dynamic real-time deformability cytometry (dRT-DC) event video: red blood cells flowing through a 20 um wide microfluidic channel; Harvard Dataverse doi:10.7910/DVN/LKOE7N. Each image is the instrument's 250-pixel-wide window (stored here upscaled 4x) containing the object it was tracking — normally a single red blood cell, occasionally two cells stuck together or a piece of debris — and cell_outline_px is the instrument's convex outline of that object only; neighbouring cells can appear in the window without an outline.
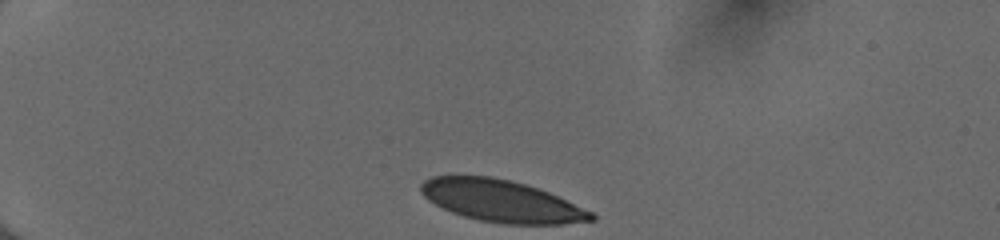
{"species": "human", "species_latin": "Homo sapiens", "temperature_condition": "cold", "stored_images_in_passage": 36, "camera_frame_rate_fps": 3000, "um_per_image_px": 0.085, "donor": {"sex": "female"}, "frame": {"image": 1, "passage_image": 1, "time_ms": 0.0, "image_size_px": [1000, 240], "cell_outline_px": [[596, 220], [560, 224], [504, 224], [480, 220], [464, 216], [452, 212], [428, 200], [420, 192], [420, 184], [424, 180], [432, 176], [492, 176], [512, 180], [548, 192], [592, 212], [596, 216]], "centroid_in_image_um": [42.6, 17.08], "position_along_channel_um": 42.4, "area_um2": 41.33}}
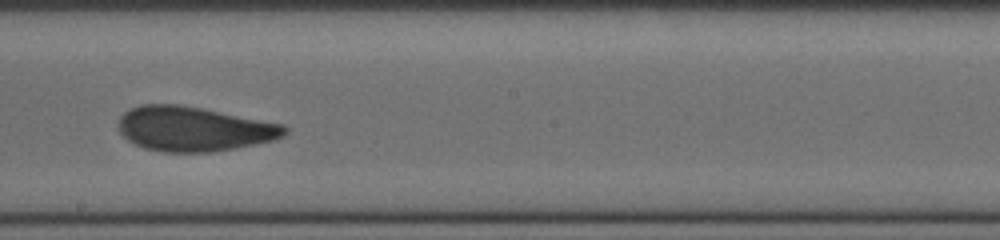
{"frame": {"image": 2, "passage_image": 20, "time_ms": 6.333, "image_size_px": [1000, 240], "cell_outline_px": [[288, 132], [284, 136], [276, 140], [236, 148], [208, 152], [164, 152], [144, 148], [128, 140], [120, 132], [116, 124], [120, 116], [124, 112], [140, 104], [180, 104], [284, 124], [288, 128]], "centroid_in_image_um": [16.47, 10.95], "position_along_channel_um": 231.7, "area_um2": 43.41}}
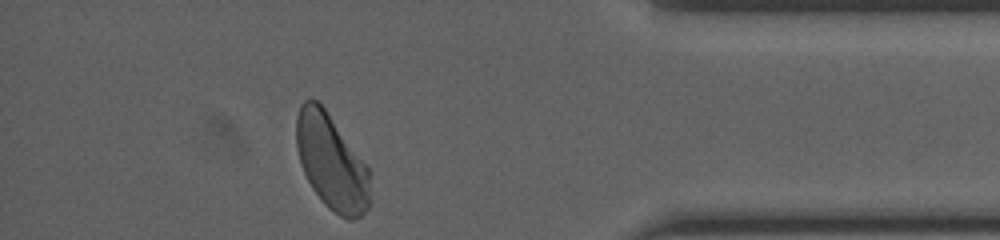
{"frame": {"image": 3, "passage_image": 35, "time_ms": 11.333, "image_size_px": [1000, 240], "cell_outline_px": [[372, 204], [360, 216], [352, 220], [348, 220], [340, 216], [328, 208], [324, 204], [312, 188], [304, 172], [296, 148], [296, 116], [300, 104], [304, 100], [316, 100], [324, 108], [368, 168], [372, 200]], "centroid_in_image_um": [28.18, 13.83], "position_along_channel_um": 407.0, "area_um2": 40.75}, "authors_computed_cell_mechanics": {"area_um2": 43.0032, "velocity_mm_per_s": 3.9935, "shape_relaxation_time_tau1_ms": 5.1799, "shape_relaxation_time_tau2_ms": 1.2563, "deformation_change_tau1": 0.1472, "deformation_change_tau2": 0.0396}}